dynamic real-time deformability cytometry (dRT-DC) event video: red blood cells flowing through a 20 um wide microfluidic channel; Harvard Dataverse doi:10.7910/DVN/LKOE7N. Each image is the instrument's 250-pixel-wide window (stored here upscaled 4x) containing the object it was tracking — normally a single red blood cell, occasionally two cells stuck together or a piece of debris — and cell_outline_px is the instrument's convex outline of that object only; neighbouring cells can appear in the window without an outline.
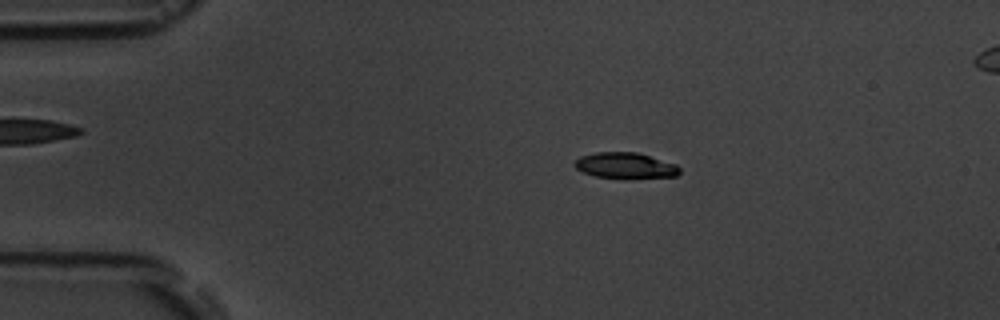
{"species": "common noctule bat (a hibernating species)", "species_latin": "Nyctalus noctula", "temperature_condition": "room temperature", "stored_images_in_passage": 4, "camera_frame_rate_fps": 3000, "um_per_image_px": 0.085, "animal": {"sex": "male", "body_mass_g": 19.5, "forearm_length_mm": 54.6}, "frame": {"image": 1, "passage_image": 2, "time_ms": 1.0, "image_size_px": [1000, 320], "cell_outline_px": [[680, 172], [676, 176], [596, 176], [584, 172], [576, 168], [572, 164], [580, 156], [596, 152], [636, 152], [676, 164], [680, 168]], "centroid_in_image_um": [53.11, 14.02], "position_along_channel_um": 31.9, "area_um2": 15.03}}